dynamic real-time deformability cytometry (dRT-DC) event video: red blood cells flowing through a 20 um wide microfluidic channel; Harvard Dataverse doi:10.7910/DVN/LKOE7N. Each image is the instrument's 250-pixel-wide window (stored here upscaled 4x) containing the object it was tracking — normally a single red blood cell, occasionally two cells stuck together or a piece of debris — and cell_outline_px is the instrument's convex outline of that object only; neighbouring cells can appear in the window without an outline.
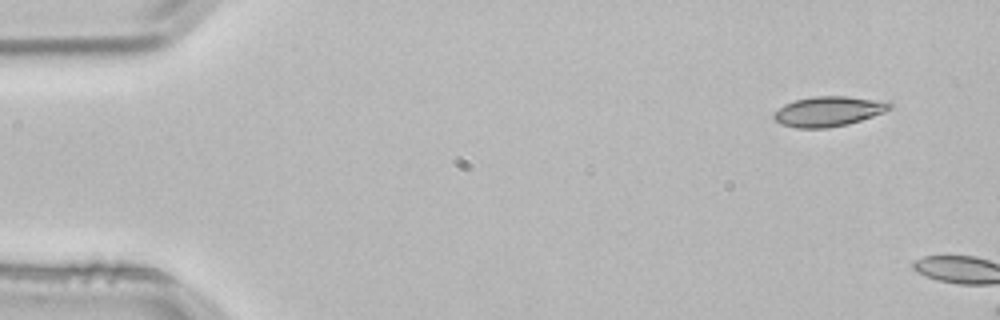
{"species": "common noctule bat (a hibernating species)", "species_latin": "Nyctalus noctula", "temperature_condition": "room temperature", "stored_images_in_passage": 3, "camera_frame_rate_fps": 3000, "um_per_image_px": 0.085, "animal": {"sex": "male", "body_mass_g": 21.5, "forearm_length_mm": 52.0}, "frame": {"image": 1, "passage_image": 1, "time_ms": 0.0, "image_size_px": [1000, 320], "cell_outline_px": [[892, 108], [884, 112], [848, 124], [828, 128], [796, 128], [780, 124], [772, 116], [772, 112], [784, 104], [796, 100], [812, 96], [848, 96], [872, 100], [892, 104]], "centroid_in_image_um": [70.33, 9.47], "position_along_channel_um": 14.7, "area_um2": 20.11}}